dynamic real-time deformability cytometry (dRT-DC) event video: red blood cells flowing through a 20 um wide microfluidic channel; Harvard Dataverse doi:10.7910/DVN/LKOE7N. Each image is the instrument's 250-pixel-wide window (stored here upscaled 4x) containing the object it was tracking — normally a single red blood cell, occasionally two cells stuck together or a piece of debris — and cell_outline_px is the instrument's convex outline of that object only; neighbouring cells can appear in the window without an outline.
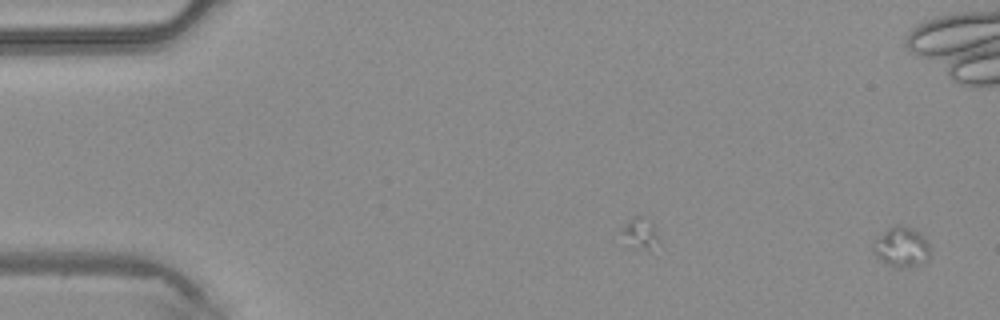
{"species": "common noctule bat (a hibernating species)", "species_latin": "Nyctalus noctula", "temperature_condition": "warm", "stored_images_in_passage": 38, "camera_frame_rate_fps": 3000, "um_per_image_px": 0.085, "animal": {"sex": "male", "body_mass_g": 20.4}, "frame": {"image": 1, "passage_image": 1, "time_ms": 0.0, "image_size_px": [1000, 320], "cell_outline_px": [[928, 260], [920, 264], [900, 268], [896, 268], [880, 260], [876, 256], [872, 248], [872, 244], [888, 228], [896, 224], [900, 224], [912, 228], [924, 236], [928, 244]], "centroid_in_image_um": [76.61, 20.99], "position_along_channel_um": 8.4, "area_um2": 13.12}}